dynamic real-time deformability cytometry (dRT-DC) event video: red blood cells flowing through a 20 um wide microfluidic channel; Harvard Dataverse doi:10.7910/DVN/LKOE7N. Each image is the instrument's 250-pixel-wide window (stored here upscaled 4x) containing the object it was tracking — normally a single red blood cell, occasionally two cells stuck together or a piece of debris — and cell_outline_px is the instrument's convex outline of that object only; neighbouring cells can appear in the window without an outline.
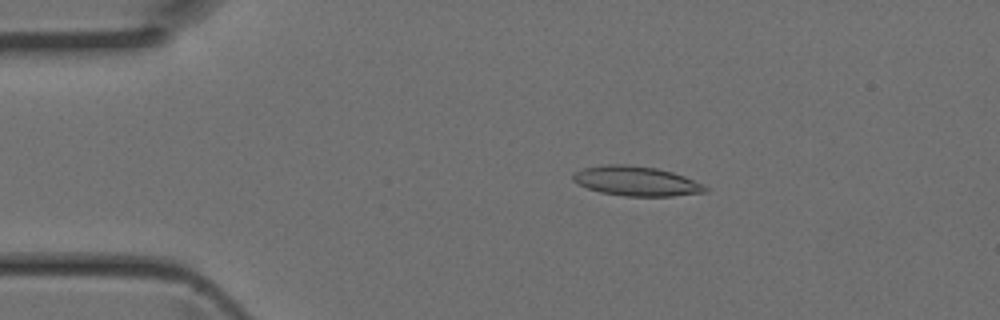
{"species": "Egyptian fruit bat (a non-hibernating species)", "species_latin": "Rousettus aegyptiacus", "temperature_condition": "room temperature", "stored_images_in_passage": 42, "camera_frame_rate_fps": 3000, "um_per_image_px": 0.085, "animal": {"sex": "female"}, "frame": {"image": 1, "passage_image": 7, "time_ms": 2.0, "image_size_px": [1000, 320], "cell_outline_px": [[708, 192], [672, 196], [624, 196], [600, 192], [588, 188], [572, 180], [572, 172], [584, 168], [604, 164], [624, 164], [656, 168], [672, 172], [684, 176], [704, 184], [708, 188]], "centroid_in_image_um": [54.09, 15.39], "position_along_channel_um": 30.9, "area_um2": 22.89}}
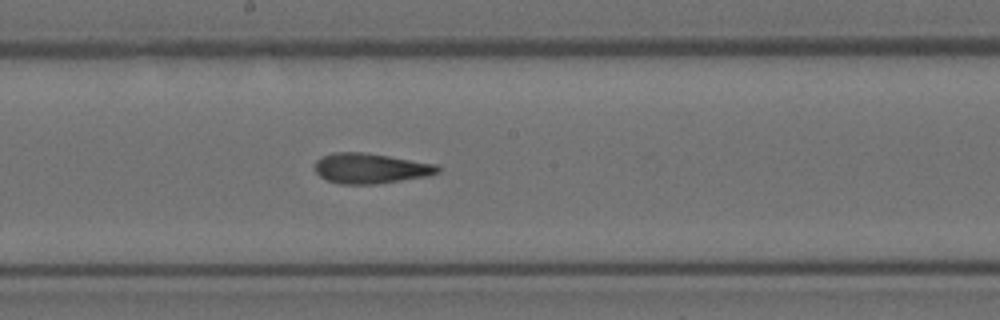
{"frame": {"image": 2, "passage_image": 22, "time_ms": 7.0, "image_size_px": [1000, 320], "cell_outline_px": [[440, 172], [428, 176], [376, 184], [340, 184], [328, 180], [320, 176], [316, 172], [316, 160], [320, 156], [332, 152], [364, 152], [436, 164], [440, 168]], "centroid_in_image_um": [31.48, 14.3], "position_along_channel_um": 216.7, "area_um2": 21.62}}
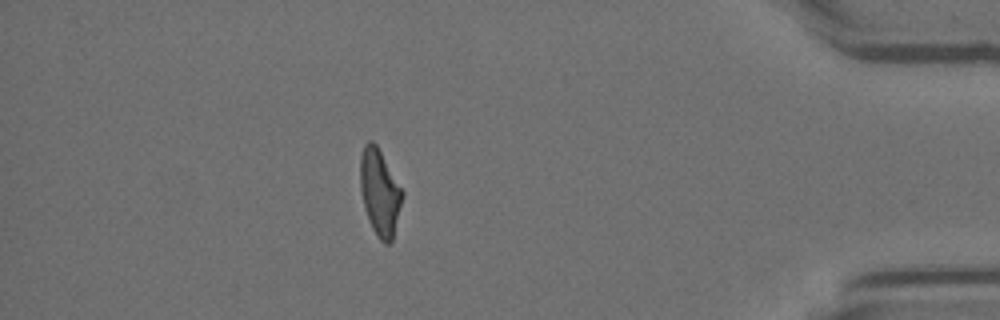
{"frame": {"image": 3, "passage_image": 37, "time_ms": 12.0, "image_size_px": [1000, 320], "cell_outline_px": [[404, 196], [392, 240], [388, 244], [384, 244], [376, 236], [368, 220], [364, 208], [360, 188], [360, 156], [364, 144], [368, 140], [372, 140], [376, 144], [404, 192]], "centroid_in_image_um": [32.27, 16.36], "position_along_channel_um": 402.9, "area_um2": 21.33}}